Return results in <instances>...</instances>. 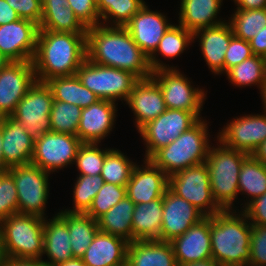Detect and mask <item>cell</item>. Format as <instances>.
<instances>
[{"label":"cell","instance_id":"681fc988","mask_svg":"<svg viewBox=\"0 0 266 266\" xmlns=\"http://www.w3.org/2000/svg\"><path fill=\"white\" fill-rule=\"evenodd\" d=\"M242 211L252 225L266 226V193L253 199Z\"/></svg>","mask_w":266,"mask_h":266},{"label":"cell","instance_id":"d6a6232c","mask_svg":"<svg viewBox=\"0 0 266 266\" xmlns=\"http://www.w3.org/2000/svg\"><path fill=\"white\" fill-rule=\"evenodd\" d=\"M238 188L239 194L245 195L244 198L246 197V200L243 201L244 204L240 205V210L256 197L266 193V165L259 162L251 154L242 162Z\"/></svg>","mask_w":266,"mask_h":266},{"label":"cell","instance_id":"db71d44e","mask_svg":"<svg viewBox=\"0 0 266 266\" xmlns=\"http://www.w3.org/2000/svg\"><path fill=\"white\" fill-rule=\"evenodd\" d=\"M236 9H264L266 8V0H233Z\"/></svg>","mask_w":266,"mask_h":266},{"label":"cell","instance_id":"836d02e7","mask_svg":"<svg viewBox=\"0 0 266 266\" xmlns=\"http://www.w3.org/2000/svg\"><path fill=\"white\" fill-rule=\"evenodd\" d=\"M66 223L73 256L82 258L99 231L97 220L86 213L66 212Z\"/></svg>","mask_w":266,"mask_h":266},{"label":"cell","instance_id":"f907efd6","mask_svg":"<svg viewBox=\"0 0 266 266\" xmlns=\"http://www.w3.org/2000/svg\"><path fill=\"white\" fill-rule=\"evenodd\" d=\"M249 44L254 55L264 57L266 55V27H263V30L249 41Z\"/></svg>","mask_w":266,"mask_h":266},{"label":"cell","instance_id":"6f0895ef","mask_svg":"<svg viewBox=\"0 0 266 266\" xmlns=\"http://www.w3.org/2000/svg\"><path fill=\"white\" fill-rule=\"evenodd\" d=\"M55 266H86L82 258L73 257L65 262L58 263Z\"/></svg>","mask_w":266,"mask_h":266},{"label":"cell","instance_id":"b9f144b4","mask_svg":"<svg viewBox=\"0 0 266 266\" xmlns=\"http://www.w3.org/2000/svg\"><path fill=\"white\" fill-rule=\"evenodd\" d=\"M100 143H83L80 145L74 165L79 175H101L106 156V148Z\"/></svg>","mask_w":266,"mask_h":266},{"label":"cell","instance_id":"7bdbcfd3","mask_svg":"<svg viewBox=\"0 0 266 266\" xmlns=\"http://www.w3.org/2000/svg\"><path fill=\"white\" fill-rule=\"evenodd\" d=\"M125 196H127L126 186L105 182L94 197L92 205L86 214L97 220Z\"/></svg>","mask_w":266,"mask_h":266},{"label":"cell","instance_id":"f5cc1de1","mask_svg":"<svg viewBox=\"0 0 266 266\" xmlns=\"http://www.w3.org/2000/svg\"><path fill=\"white\" fill-rule=\"evenodd\" d=\"M2 266H48L43 259H21L5 257Z\"/></svg>","mask_w":266,"mask_h":266},{"label":"cell","instance_id":"680465c9","mask_svg":"<svg viewBox=\"0 0 266 266\" xmlns=\"http://www.w3.org/2000/svg\"><path fill=\"white\" fill-rule=\"evenodd\" d=\"M2 141H3V136H2L1 126H0V174L6 172L9 169V167L5 164V161L3 158Z\"/></svg>","mask_w":266,"mask_h":266},{"label":"cell","instance_id":"c3c4849f","mask_svg":"<svg viewBox=\"0 0 266 266\" xmlns=\"http://www.w3.org/2000/svg\"><path fill=\"white\" fill-rule=\"evenodd\" d=\"M19 15L20 19H27L38 26L42 17L41 0H5Z\"/></svg>","mask_w":266,"mask_h":266},{"label":"cell","instance_id":"d4e9b609","mask_svg":"<svg viewBox=\"0 0 266 266\" xmlns=\"http://www.w3.org/2000/svg\"><path fill=\"white\" fill-rule=\"evenodd\" d=\"M56 213L51 219H48V215L44 218L43 257L46 254L48 259L43 260L48 266H55L74 257L66 223V211L61 209Z\"/></svg>","mask_w":266,"mask_h":266},{"label":"cell","instance_id":"9a60e30c","mask_svg":"<svg viewBox=\"0 0 266 266\" xmlns=\"http://www.w3.org/2000/svg\"><path fill=\"white\" fill-rule=\"evenodd\" d=\"M36 82L32 61L9 62L0 70V118L11 116Z\"/></svg>","mask_w":266,"mask_h":266},{"label":"cell","instance_id":"11a10c76","mask_svg":"<svg viewBox=\"0 0 266 266\" xmlns=\"http://www.w3.org/2000/svg\"><path fill=\"white\" fill-rule=\"evenodd\" d=\"M42 10H59L69 7L67 0H41Z\"/></svg>","mask_w":266,"mask_h":266},{"label":"cell","instance_id":"f1b7e54d","mask_svg":"<svg viewBox=\"0 0 266 266\" xmlns=\"http://www.w3.org/2000/svg\"><path fill=\"white\" fill-rule=\"evenodd\" d=\"M193 33L179 24H172L165 32L160 40L156 50L148 57L149 65L152 71L164 68H179L174 65H169L161 61L160 57L168 59H176L180 57L189 46L194 43ZM159 58V59H158Z\"/></svg>","mask_w":266,"mask_h":266},{"label":"cell","instance_id":"4dcf8cb0","mask_svg":"<svg viewBox=\"0 0 266 266\" xmlns=\"http://www.w3.org/2000/svg\"><path fill=\"white\" fill-rule=\"evenodd\" d=\"M46 83L56 101L68 102L80 108H86L100 100L96 94L81 83L77 75L54 77Z\"/></svg>","mask_w":266,"mask_h":266},{"label":"cell","instance_id":"30bf717a","mask_svg":"<svg viewBox=\"0 0 266 266\" xmlns=\"http://www.w3.org/2000/svg\"><path fill=\"white\" fill-rule=\"evenodd\" d=\"M168 188L196 207L206 217L223 210L212 195L209 171L205 162L169 176Z\"/></svg>","mask_w":266,"mask_h":266},{"label":"cell","instance_id":"ffe728a7","mask_svg":"<svg viewBox=\"0 0 266 266\" xmlns=\"http://www.w3.org/2000/svg\"><path fill=\"white\" fill-rule=\"evenodd\" d=\"M118 103L100 99L82 108L77 136L83 143H101L115 127Z\"/></svg>","mask_w":266,"mask_h":266},{"label":"cell","instance_id":"4fadbf2b","mask_svg":"<svg viewBox=\"0 0 266 266\" xmlns=\"http://www.w3.org/2000/svg\"><path fill=\"white\" fill-rule=\"evenodd\" d=\"M81 144L76 135L47 132L35 139L31 163L52 174L59 172L74 165Z\"/></svg>","mask_w":266,"mask_h":266},{"label":"cell","instance_id":"ac0fdd59","mask_svg":"<svg viewBox=\"0 0 266 266\" xmlns=\"http://www.w3.org/2000/svg\"><path fill=\"white\" fill-rule=\"evenodd\" d=\"M147 3L124 26L138 47L149 57L173 24L164 12L153 11Z\"/></svg>","mask_w":266,"mask_h":266},{"label":"cell","instance_id":"74e56055","mask_svg":"<svg viewBox=\"0 0 266 266\" xmlns=\"http://www.w3.org/2000/svg\"><path fill=\"white\" fill-rule=\"evenodd\" d=\"M136 162L128 158L117 148H106V156L102 166L101 177L104 182L126 186Z\"/></svg>","mask_w":266,"mask_h":266},{"label":"cell","instance_id":"44dd1931","mask_svg":"<svg viewBox=\"0 0 266 266\" xmlns=\"http://www.w3.org/2000/svg\"><path fill=\"white\" fill-rule=\"evenodd\" d=\"M125 104L133 112L134 125L138 131L167 109L161 88L152 77L139 79Z\"/></svg>","mask_w":266,"mask_h":266},{"label":"cell","instance_id":"52a82bcc","mask_svg":"<svg viewBox=\"0 0 266 266\" xmlns=\"http://www.w3.org/2000/svg\"><path fill=\"white\" fill-rule=\"evenodd\" d=\"M81 83L99 99L126 103L134 84L139 80L131 72L114 67L103 66L87 58L76 73Z\"/></svg>","mask_w":266,"mask_h":266},{"label":"cell","instance_id":"5b68a950","mask_svg":"<svg viewBox=\"0 0 266 266\" xmlns=\"http://www.w3.org/2000/svg\"><path fill=\"white\" fill-rule=\"evenodd\" d=\"M215 140L217 146L211 144L205 162L209 171L212 195L223 210H237L239 207L235 204L240 202L238 177L242 162L249 154L226 147L216 138ZM237 199L238 203H234Z\"/></svg>","mask_w":266,"mask_h":266},{"label":"cell","instance_id":"ba28073f","mask_svg":"<svg viewBox=\"0 0 266 266\" xmlns=\"http://www.w3.org/2000/svg\"><path fill=\"white\" fill-rule=\"evenodd\" d=\"M179 70V68L158 69L152 72L151 77L161 88L167 109L185 110L202 119L204 117L201 111L207 99V90L195 87L190 77Z\"/></svg>","mask_w":266,"mask_h":266},{"label":"cell","instance_id":"d6986e66","mask_svg":"<svg viewBox=\"0 0 266 266\" xmlns=\"http://www.w3.org/2000/svg\"><path fill=\"white\" fill-rule=\"evenodd\" d=\"M135 164L126 185L127 196L135 203H148L163 197L168 188V176L150 159Z\"/></svg>","mask_w":266,"mask_h":266},{"label":"cell","instance_id":"2e32d148","mask_svg":"<svg viewBox=\"0 0 266 266\" xmlns=\"http://www.w3.org/2000/svg\"><path fill=\"white\" fill-rule=\"evenodd\" d=\"M39 26L18 19L0 26V52L10 62L33 61Z\"/></svg>","mask_w":266,"mask_h":266},{"label":"cell","instance_id":"6da1fadb","mask_svg":"<svg viewBox=\"0 0 266 266\" xmlns=\"http://www.w3.org/2000/svg\"><path fill=\"white\" fill-rule=\"evenodd\" d=\"M86 52L89 61L131 72L138 79L149 78L153 72L148 56L125 27L99 24L87 28Z\"/></svg>","mask_w":266,"mask_h":266},{"label":"cell","instance_id":"91938a15","mask_svg":"<svg viewBox=\"0 0 266 266\" xmlns=\"http://www.w3.org/2000/svg\"><path fill=\"white\" fill-rule=\"evenodd\" d=\"M183 266H219L214 259H207L203 261H197L193 263H188Z\"/></svg>","mask_w":266,"mask_h":266},{"label":"cell","instance_id":"83f0119b","mask_svg":"<svg viewBox=\"0 0 266 266\" xmlns=\"http://www.w3.org/2000/svg\"><path fill=\"white\" fill-rule=\"evenodd\" d=\"M126 266H178L171 242L140 240L129 242Z\"/></svg>","mask_w":266,"mask_h":266},{"label":"cell","instance_id":"8d00e7d4","mask_svg":"<svg viewBox=\"0 0 266 266\" xmlns=\"http://www.w3.org/2000/svg\"><path fill=\"white\" fill-rule=\"evenodd\" d=\"M234 13L228 17L232 32L235 37L250 41L255 35L266 27V8L240 10L233 9Z\"/></svg>","mask_w":266,"mask_h":266},{"label":"cell","instance_id":"ee69618b","mask_svg":"<svg viewBox=\"0 0 266 266\" xmlns=\"http://www.w3.org/2000/svg\"><path fill=\"white\" fill-rule=\"evenodd\" d=\"M18 213V196L13 176L8 172L0 174V222Z\"/></svg>","mask_w":266,"mask_h":266},{"label":"cell","instance_id":"5bb4252c","mask_svg":"<svg viewBox=\"0 0 266 266\" xmlns=\"http://www.w3.org/2000/svg\"><path fill=\"white\" fill-rule=\"evenodd\" d=\"M261 113H244L228 120L216 139L226 147L252 154L266 140V113Z\"/></svg>","mask_w":266,"mask_h":266},{"label":"cell","instance_id":"9f6ffc18","mask_svg":"<svg viewBox=\"0 0 266 266\" xmlns=\"http://www.w3.org/2000/svg\"><path fill=\"white\" fill-rule=\"evenodd\" d=\"M259 162L266 165V140L261 143L251 154Z\"/></svg>","mask_w":266,"mask_h":266},{"label":"cell","instance_id":"7402d4cb","mask_svg":"<svg viewBox=\"0 0 266 266\" xmlns=\"http://www.w3.org/2000/svg\"><path fill=\"white\" fill-rule=\"evenodd\" d=\"M178 266L212 259L210 217L191 226L171 241Z\"/></svg>","mask_w":266,"mask_h":266},{"label":"cell","instance_id":"8fae6325","mask_svg":"<svg viewBox=\"0 0 266 266\" xmlns=\"http://www.w3.org/2000/svg\"><path fill=\"white\" fill-rule=\"evenodd\" d=\"M54 98L46 82L36 81L19 101L12 118L37 139L51 132L50 113Z\"/></svg>","mask_w":266,"mask_h":266},{"label":"cell","instance_id":"8992f818","mask_svg":"<svg viewBox=\"0 0 266 266\" xmlns=\"http://www.w3.org/2000/svg\"><path fill=\"white\" fill-rule=\"evenodd\" d=\"M44 218L16 213L0 222L5 257L43 259Z\"/></svg>","mask_w":266,"mask_h":266},{"label":"cell","instance_id":"bcb514c9","mask_svg":"<svg viewBox=\"0 0 266 266\" xmlns=\"http://www.w3.org/2000/svg\"><path fill=\"white\" fill-rule=\"evenodd\" d=\"M75 16L86 27L100 24V15L94 0H67Z\"/></svg>","mask_w":266,"mask_h":266},{"label":"cell","instance_id":"277c9868","mask_svg":"<svg viewBox=\"0 0 266 266\" xmlns=\"http://www.w3.org/2000/svg\"><path fill=\"white\" fill-rule=\"evenodd\" d=\"M207 119H200L177 139L157 150L149 159L168 177L190 166L206 162L211 136Z\"/></svg>","mask_w":266,"mask_h":266},{"label":"cell","instance_id":"60d3db41","mask_svg":"<svg viewBox=\"0 0 266 266\" xmlns=\"http://www.w3.org/2000/svg\"><path fill=\"white\" fill-rule=\"evenodd\" d=\"M82 108L68 102L53 101L50 124L51 131L77 136Z\"/></svg>","mask_w":266,"mask_h":266},{"label":"cell","instance_id":"d590c367","mask_svg":"<svg viewBox=\"0 0 266 266\" xmlns=\"http://www.w3.org/2000/svg\"><path fill=\"white\" fill-rule=\"evenodd\" d=\"M100 24L124 27L146 4L144 0H99Z\"/></svg>","mask_w":266,"mask_h":266},{"label":"cell","instance_id":"7c38bea8","mask_svg":"<svg viewBox=\"0 0 266 266\" xmlns=\"http://www.w3.org/2000/svg\"><path fill=\"white\" fill-rule=\"evenodd\" d=\"M199 120L192 112L166 109L138 131L146 148L144 159H149L157 150L173 142Z\"/></svg>","mask_w":266,"mask_h":266},{"label":"cell","instance_id":"4316f807","mask_svg":"<svg viewBox=\"0 0 266 266\" xmlns=\"http://www.w3.org/2000/svg\"><path fill=\"white\" fill-rule=\"evenodd\" d=\"M178 12V24L189 32L195 33L201 29L220 25L227 20L220 14L223 0H181Z\"/></svg>","mask_w":266,"mask_h":266},{"label":"cell","instance_id":"e575fe53","mask_svg":"<svg viewBox=\"0 0 266 266\" xmlns=\"http://www.w3.org/2000/svg\"><path fill=\"white\" fill-rule=\"evenodd\" d=\"M225 74L226 79L235 87L256 86L261 90L266 84V60L262 56L253 55L230 68Z\"/></svg>","mask_w":266,"mask_h":266},{"label":"cell","instance_id":"f6af8a7d","mask_svg":"<svg viewBox=\"0 0 266 266\" xmlns=\"http://www.w3.org/2000/svg\"><path fill=\"white\" fill-rule=\"evenodd\" d=\"M248 266H266V226L251 225Z\"/></svg>","mask_w":266,"mask_h":266},{"label":"cell","instance_id":"ab89813d","mask_svg":"<svg viewBox=\"0 0 266 266\" xmlns=\"http://www.w3.org/2000/svg\"><path fill=\"white\" fill-rule=\"evenodd\" d=\"M39 30L87 33V28L79 21L70 7L59 10H42Z\"/></svg>","mask_w":266,"mask_h":266},{"label":"cell","instance_id":"603a6c76","mask_svg":"<svg viewBox=\"0 0 266 266\" xmlns=\"http://www.w3.org/2000/svg\"><path fill=\"white\" fill-rule=\"evenodd\" d=\"M0 126L5 164L10 168L31 163L35 139L11 116L1 117Z\"/></svg>","mask_w":266,"mask_h":266},{"label":"cell","instance_id":"cb8c5ba5","mask_svg":"<svg viewBox=\"0 0 266 266\" xmlns=\"http://www.w3.org/2000/svg\"><path fill=\"white\" fill-rule=\"evenodd\" d=\"M233 37L234 34L227 21L217 26L201 29L193 34V42H199L201 55L214 76L224 75L225 53Z\"/></svg>","mask_w":266,"mask_h":266},{"label":"cell","instance_id":"94428289","mask_svg":"<svg viewBox=\"0 0 266 266\" xmlns=\"http://www.w3.org/2000/svg\"><path fill=\"white\" fill-rule=\"evenodd\" d=\"M259 93L262 100L263 112L266 113V84L263 86Z\"/></svg>","mask_w":266,"mask_h":266},{"label":"cell","instance_id":"1f68e13d","mask_svg":"<svg viewBox=\"0 0 266 266\" xmlns=\"http://www.w3.org/2000/svg\"><path fill=\"white\" fill-rule=\"evenodd\" d=\"M134 209L135 203L128 196H125L97 219L99 231L132 242V215Z\"/></svg>","mask_w":266,"mask_h":266},{"label":"cell","instance_id":"3957f363","mask_svg":"<svg viewBox=\"0 0 266 266\" xmlns=\"http://www.w3.org/2000/svg\"><path fill=\"white\" fill-rule=\"evenodd\" d=\"M251 223L242 210H222L210 216L212 259L219 266H248Z\"/></svg>","mask_w":266,"mask_h":266},{"label":"cell","instance_id":"f35d334b","mask_svg":"<svg viewBox=\"0 0 266 266\" xmlns=\"http://www.w3.org/2000/svg\"><path fill=\"white\" fill-rule=\"evenodd\" d=\"M74 180L73 206L72 208L63 207V211L70 213H86L92 205L97 192L105 183L101 175H78Z\"/></svg>","mask_w":266,"mask_h":266},{"label":"cell","instance_id":"be15d7a7","mask_svg":"<svg viewBox=\"0 0 266 266\" xmlns=\"http://www.w3.org/2000/svg\"><path fill=\"white\" fill-rule=\"evenodd\" d=\"M4 260H5V255L3 252V246H2L1 238H0V266H2V263L4 262Z\"/></svg>","mask_w":266,"mask_h":266},{"label":"cell","instance_id":"7dc6e473","mask_svg":"<svg viewBox=\"0 0 266 266\" xmlns=\"http://www.w3.org/2000/svg\"><path fill=\"white\" fill-rule=\"evenodd\" d=\"M253 55L249 42L234 36L225 53L224 74Z\"/></svg>","mask_w":266,"mask_h":266},{"label":"cell","instance_id":"7a4b0ae2","mask_svg":"<svg viewBox=\"0 0 266 266\" xmlns=\"http://www.w3.org/2000/svg\"><path fill=\"white\" fill-rule=\"evenodd\" d=\"M86 58V33L38 30L32 61L36 81L76 75Z\"/></svg>","mask_w":266,"mask_h":266},{"label":"cell","instance_id":"f546056e","mask_svg":"<svg viewBox=\"0 0 266 266\" xmlns=\"http://www.w3.org/2000/svg\"><path fill=\"white\" fill-rule=\"evenodd\" d=\"M163 197L148 203L135 204L132 215V242L160 240Z\"/></svg>","mask_w":266,"mask_h":266},{"label":"cell","instance_id":"816d5d0a","mask_svg":"<svg viewBox=\"0 0 266 266\" xmlns=\"http://www.w3.org/2000/svg\"><path fill=\"white\" fill-rule=\"evenodd\" d=\"M18 19L17 12L5 0H0V26Z\"/></svg>","mask_w":266,"mask_h":266},{"label":"cell","instance_id":"9c48e42d","mask_svg":"<svg viewBox=\"0 0 266 266\" xmlns=\"http://www.w3.org/2000/svg\"><path fill=\"white\" fill-rule=\"evenodd\" d=\"M7 171L14 178L18 196V213L46 218L51 173L32 163L10 167Z\"/></svg>","mask_w":266,"mask_h":266},{"label":"cell","instance_id":"e0dca14e","mask_svg":"<svg viewBox=\"0 0 266 266\" xmlns=\"http://www.w3.org/2000/svg\"><path fill=\"white\" fill-rule=\"evenodd\" d=\"M206 216L169 188L163 195V215L160 241L171 242Z\"/></svg>","mask_w":266,"mask_h":266},{"label":"cell","instance_id":"6125c7cd","mask_svg":"<svg viewBox=\"0 0 266 266\" xmlns=\"http://www.w3.org/2000/svg\"><path fill=\"white\" fill-rule=\"evenodd\" d=\"M10 61L0 52V70H2Z\"/></svg>","mask_w":266,"mask_h":266},{"label":"cell","instance_id":"484cf974","mask_svg":"<svg viewBox=\"0 0 266 266\" xmlns=\"http://www.w3.org/2000/svg\"><path fill=\"white\" fill-rule=\"evenodd\" d=\"M128 243L119 236L98 231L83 262L86 266H126Z\"/></svg>","mask_w":266,"mask_h":266}]
</instances>
